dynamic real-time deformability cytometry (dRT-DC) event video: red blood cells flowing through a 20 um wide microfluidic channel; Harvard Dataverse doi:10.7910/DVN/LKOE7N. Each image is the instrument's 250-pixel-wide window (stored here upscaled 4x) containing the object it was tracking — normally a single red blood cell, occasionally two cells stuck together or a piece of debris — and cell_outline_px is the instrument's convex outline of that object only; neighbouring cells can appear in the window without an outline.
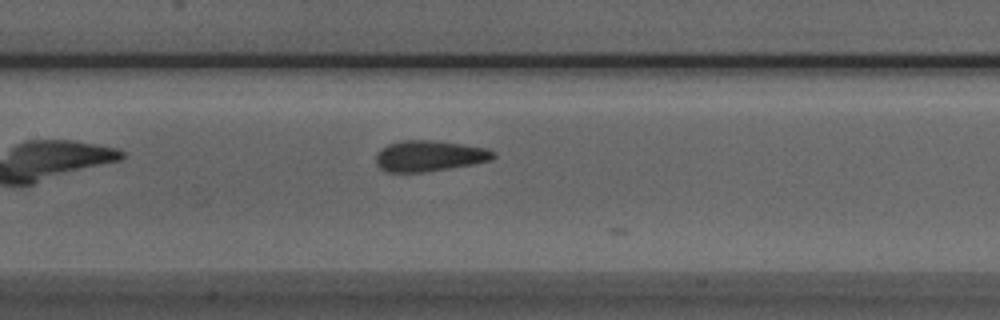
{"species": "Egyptian fruit bat (a non-hibernating species)", "species_latin": "Rousettus aegyptiacus", "temperature_condition": "room temperature", "stored_images_in_passage": 21, "camera_frame_rate_fps": 3000, "um_per_image_px": 0.085, "animal": {"sex": "male"}, "frame": {"image": 1, "passage_image": 10, "time_ms": 3.0, "image_size_px": [1000, 320], "cell_outline_px": [[496, 156], [492, 160], [472, 164], [424, 172], [384, 172], [376, 164], [376, 152], [380, 148], [388, 144], [400, 140], [432, 140], [488, 148], [496, 152]], "centroid_in_image_um": [36.46, 13.25], "position_along_channel_um": 170.9, "area_um2": 21.27}}
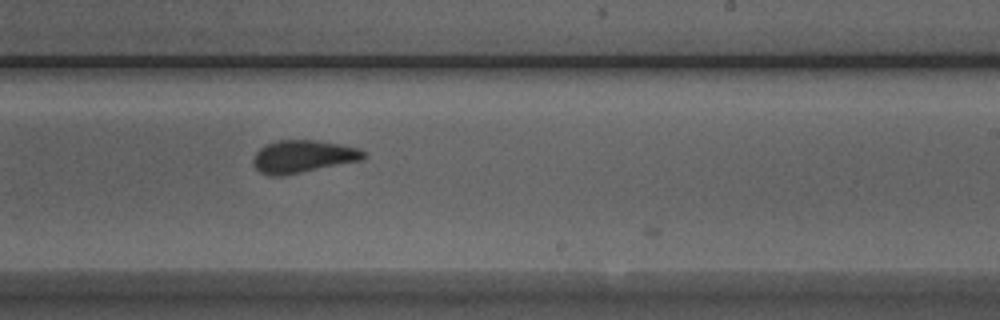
{"frame": {"image": 2, "passage_image": 17, "time_ms": 5.333, "image_size_px": [1000, 320], "cell_outline_px": [[368, 156], [364, 160], [284, 176], [268, 176], [260, 172], [252, 164], [252, 160], [256, 152], [264, 144], [276, 140], [316, 140], [340, 144], [360, 148], [368, 152]], "centroid_in_image_um": [25.79, 13.31], "position_along_channel_um": 263.2, "area_um2": 21.56}}
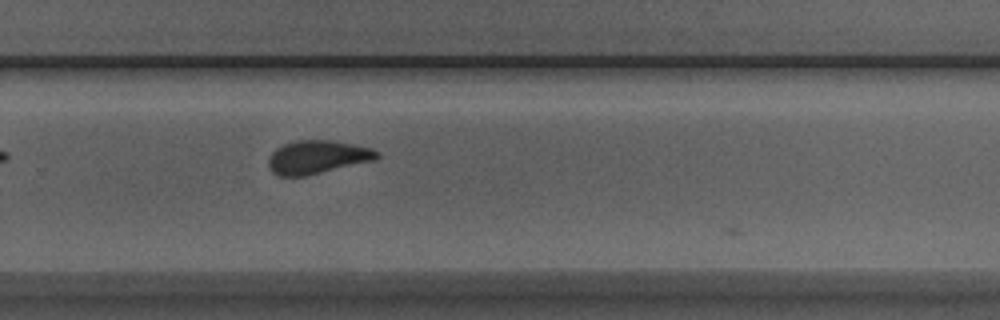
{"frame": {"image": 3, "passage_image": 20, "time_ms": 6.333, "image_size_px": [1000, 320], "cell_outline_px": [[380, 156], [376, 160], [308, 176], [276, 176], [268, 168], [268, 160], [272, 152], [276, 148], [284, 144], [296, 140], [332, 140], [372, 148], [380, 152]], "centroid_in_image_um": [26.98, 13.36], "position_along_channel_um": 302.8, "area_um2": 21.44}}